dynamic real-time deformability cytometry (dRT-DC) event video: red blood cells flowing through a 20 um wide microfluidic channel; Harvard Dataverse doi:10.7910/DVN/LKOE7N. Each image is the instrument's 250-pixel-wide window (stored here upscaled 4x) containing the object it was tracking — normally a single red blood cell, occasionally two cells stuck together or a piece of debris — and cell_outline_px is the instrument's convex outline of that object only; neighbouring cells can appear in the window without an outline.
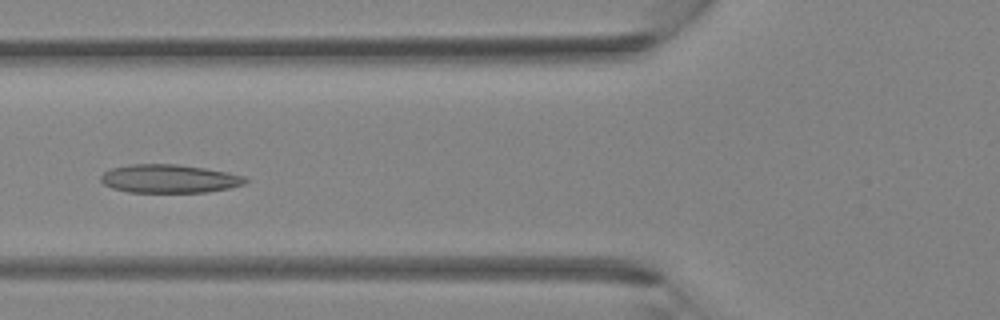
{"species": "Egyptian fruit bat (a non-hibernating species)", "species_latin": "Rousettus aegyptiacus", "temperature_condition": "room temperature", "stored_images_in_passage": 29, "camera_frame_rate_fps": 3000, "um_per_image_px": 0.085, "animal": {"sex": "female"}, "frame": {"image": 1, "passage_image": 5, "time_ms": 1.333, "image_size_px": [1000, 320], "cell_outline_px": [[248, 180], [244, 184], [228, 188], [208, 192], [128, 192], [112, 188], [104, 184], [100, 180], [100, 176], [104, 172], [112, 168], [128, 164], [176, 164], [204, 168], [228, 172], [244, 176]], "centroid_in_image_um": [14.37, 15.19], "position_along_channel_um": 111.4, "area_um2": 23.93}}
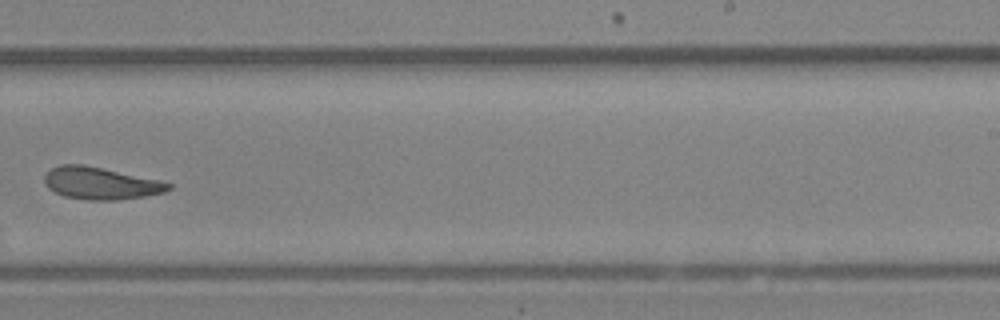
{"frame": {"image": 2, "passage_image": 15, "time_ms": 4.667, "image_size_px": [1000, 320], "cell_outline_px": [[172, 188], [164, 192], [144, 196], [116, 200], [88, 200], [64, 196], [48, 188], [44, 180], [44, 176], [52, 168], [60, 164], [84, 164], [160, 180], [172, 184]], "centroid_in_image_um": [8.56, 15.57], "position_along_channel_um": 280.4, "area_um2": 23.18}}
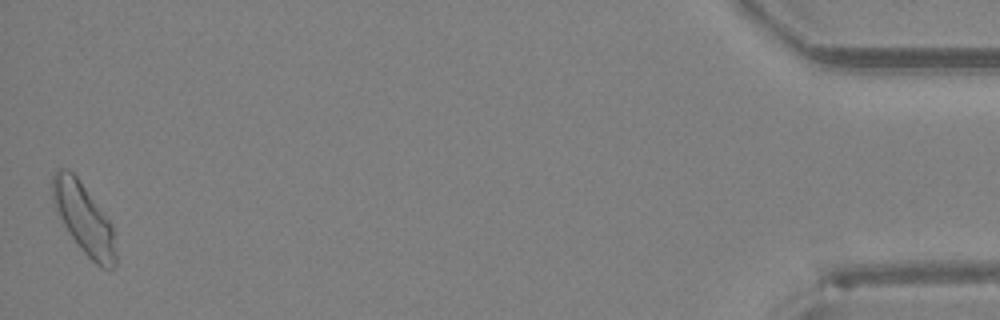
{"frame": {"image": 3, "passage_image": 29, "time_ms": 9.333, "image_size_px": [1000, 320], "cell_outline_px": [[116, 264], [112, 268], [100, 268], [80, 248], [64, 224], [52, 200], [52, 176], [60, 168], [68, 168], [76, 176], [112, 224], [116, 252]], "centroid_in_image_um": [7.13, 18.58], "position_along_channel_um": 428.1, "area_um2": 25.37}}